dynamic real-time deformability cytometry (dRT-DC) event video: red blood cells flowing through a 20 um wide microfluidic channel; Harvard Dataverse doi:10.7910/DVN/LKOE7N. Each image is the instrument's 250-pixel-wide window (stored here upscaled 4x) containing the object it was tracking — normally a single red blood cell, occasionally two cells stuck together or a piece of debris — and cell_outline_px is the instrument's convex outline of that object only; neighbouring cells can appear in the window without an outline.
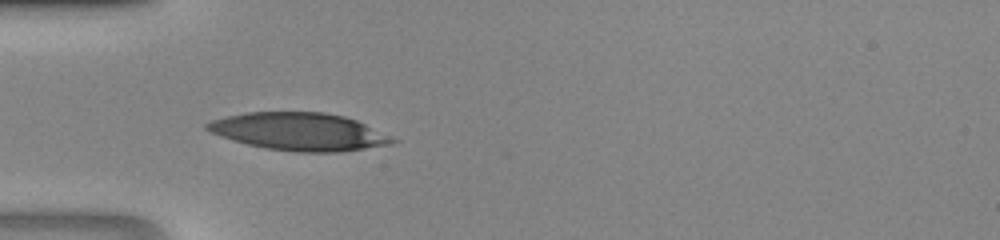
{"species": "human", "species_latin": "Homo sapiens", "temperature_condition": "room temperature", "stored_images_in_passage": 32, "camera_frame_rate_fps": 3000, "um_per_image_px": 0.085, "donor": {"sex": "male"}, "frame": {"image": 1, "passage_image": 1, "time_ms": 0.0, "image_size_px": [1000, 240], "cell_outline_px": [[400, 140], [388, 144], [340, 152], [296, 152], [264, 148], [232, 140], [220, 136], [204, 128], [204, 124], [212, 120], [228, 116], [248, 112], [324, 112], [344, 116], [356, 120]], "centroid_in_image_um": [25.42, 11.19], "position_along_channel_um": 59.6, "area_um2": 40.46}}
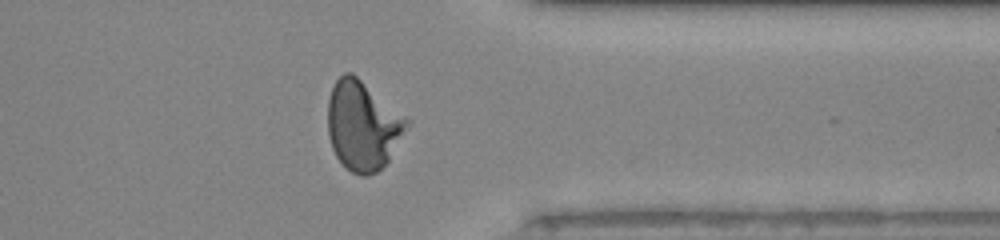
{"frame": {"image": 2, "passage_image": 23, "time_ms": 7.333, "image_size_px": [1000, 240], "cell_outline_px": [[408, 124], [388, 160], [376, 172], [368, 176], [360, 176], [352, 172], [336, 156], [332, 148], [328, 136], [328, 100], [332, 88], [336, 80], [344, 72], [352, 72], [408, 120]], "centroid_in_image_um": [30.78, 10.67], "position_along_channel_um": 380.6, "area_um2": 40.11}}
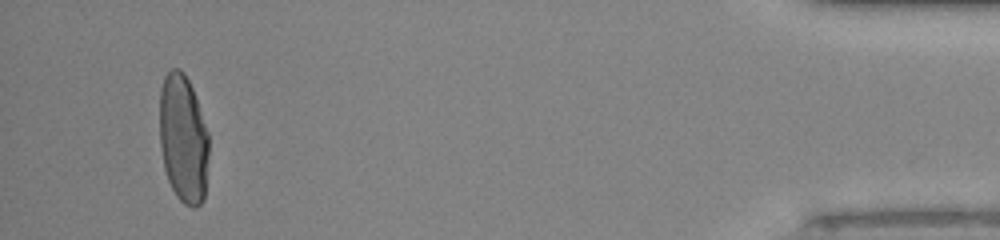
{"frame": {"image": 3, "passage_image": 30, "time_ms": 9.667, "image_size_px": [1000, 240], "cell_outline_px": [[208, 156], [204, 200], [196, 208], [192, 208], [184, 204], [176, 196], [168, 180], [164, 168], [160, 144], [160, 92], [164, 76], [172, 68], [180, 68], [184, 72], [192, 88], [208, 132]], "centroid_in_image_um": [15.57, 11.81], "position_along_channel_um": 419.6, "area_um2": 36.93}}